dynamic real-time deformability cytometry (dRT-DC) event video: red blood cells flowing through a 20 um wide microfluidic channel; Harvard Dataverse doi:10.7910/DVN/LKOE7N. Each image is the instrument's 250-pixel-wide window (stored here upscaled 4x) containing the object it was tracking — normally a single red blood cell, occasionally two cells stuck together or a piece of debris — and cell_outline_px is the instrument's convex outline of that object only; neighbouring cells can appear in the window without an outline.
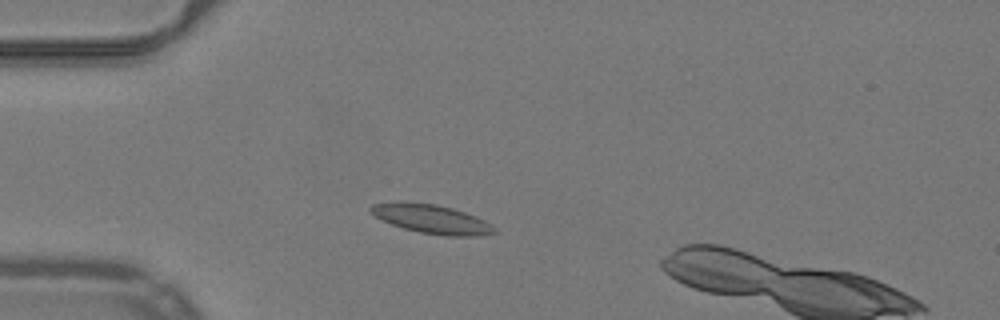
{"species": "common noctule bat (a hibernating species)", "species_latin": "Nyctalus noctula", "temperature_condition": "warm", "stored_images_in_passage": 21, "camera_frame_rate_fps": 3000, "um_per_image_px": 0.085, "animal": {"sex": "male", "body_mass_g": 19.2, "forearm_length_mm": 51.8}, "frame": {"image": 1, "passage_image": 9, "time_ms": 2.667, "image_size_px": [1000, 320], "cell_outline_px": [[496, 232], [480, 236], [444, 236], [420, 232], [404, 228], [380, 220], [368, 212], [368, 208], [372, 204], [392, 200], [404, 200], [436, 204], [452, 208], [476, 216], [492, 224], [496, 228]], "centroid_in_image_um": [36.61, 18.58], "position_along_channel_um": 48.4, "area_um2": 21.44}}
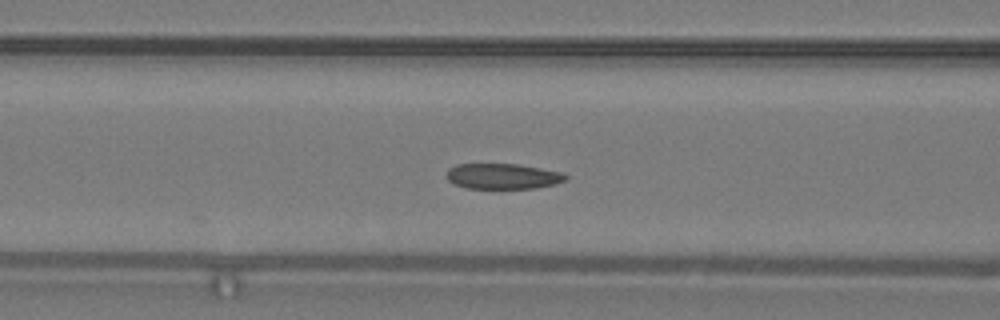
{"frame": {"image": 2, "passage_image": 16, "time_ms": 5.0, "image_size_px": [1000, 320], "cell_outline_px": [[568, 176], [564, 180], [556, 184], [536, 188], [468, 188], [456, 184], [448, 180], [444, 176], [448, 168], [456, 164], [520, 164], [564, 172]], "centroid_in_image_um": [42.74, 14.97], "position_along_channel_um": 123.9, "area_um2": 17.86}}
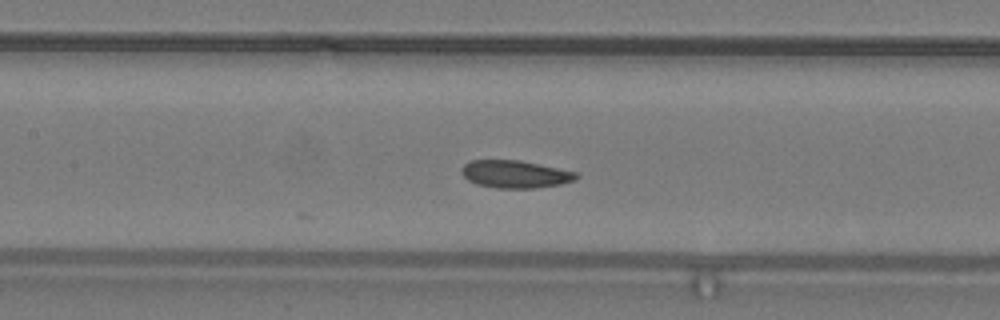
{"frame": {"image": 3, "passage_image": 19, "time_ms": 6.0, "image_size_px": [1000, 320], "cell_outline_px": [[580, 176], [572, 180], [560, 184], [532, 188], [496, 188], [476, 184], [468, 180], [460, 172], [460, 168], [464, 164], [472, 160], [520, 160], [580, 172]], "centroid_in_image_um": [43.79, 14.79], "position_along_channel_um": 163.6, "area_um2": 18.55}}